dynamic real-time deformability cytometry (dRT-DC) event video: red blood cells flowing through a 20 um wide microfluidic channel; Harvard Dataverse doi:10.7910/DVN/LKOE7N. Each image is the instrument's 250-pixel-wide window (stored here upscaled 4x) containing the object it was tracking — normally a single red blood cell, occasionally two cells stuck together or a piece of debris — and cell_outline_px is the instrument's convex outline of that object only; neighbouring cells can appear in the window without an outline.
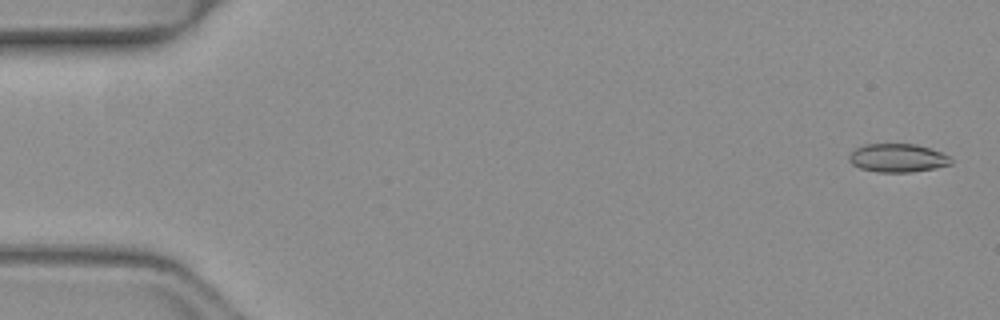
{"species": "common noctule bat (a hibernating species)", "species_latin": "Nyctalus noctula", "temperature_condition": "warm", "stored_images_in_passage": 51, "camera_frame_rate_fps": 3000, "um_per_image_px": 0.085, "animal": {"sex": "female", "body_mass_g": 19.3, "forearm_length_mm": 54.1}, "frame": {"image": 1, "passage_image": 2, "time_ms": 0.333, "image_size_px": [1000, 320], "cell_outline_px": [[952, 164], [936, 168], [912, 172], [876, 172], [860, 168], [852, 164], [848, 160], [848, 156], [856, 148], [864, 144], [916, 144], [940, 152], [948, 156], [952, 160]], "centroid_in_image_um": [76.28, 13.43], "position_along_channel_um": 8.7, "area_um2": 16.88}}
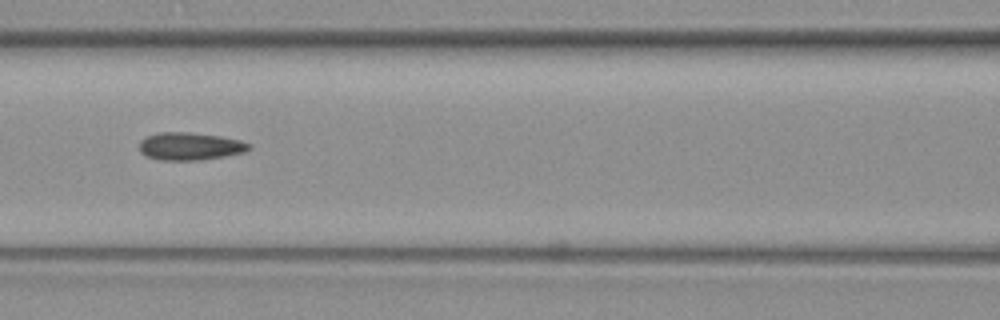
{"frame": {"image": 2, "passage_image": 23, "time_ms": 7.333, "image_size_px": [1000, 320], "cell_outline_px": [[252, 148], [244, 152], [224, 156], [200, 160], [160, 160], [148, 156], [140, 152], [140, 140], [144, 136], [160, 132], [188, 132], [220, 136], [240, 140], [252, 144]], "centroid_in_image_um": [16.16, 12.42], "position_along_channel_um": 150.4, "area_um2": 17.74}}
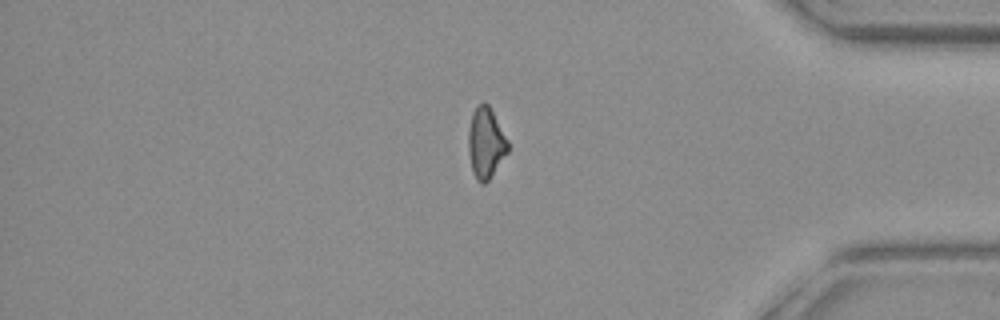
{"frame": {"image": 3, "passage_image": 43, "time_ms": 14.0, "image_size_px": [1000, 320], "cell_outline_px": [[508, 152], [488, 180], [484, 184], [480, 184], [476, 180], [472, 172], [468, 152], [468, 128], [472, 112], [484, 100], [488, 104], [508, 140]], "centroid_in_image_um": [41.27, 12.16], "position_along_channel_um": 393.9, "area_um2": 16.36}, "authors_computed_cell_mechanics": {"area_um2": 16.9354, "velocity_mm_per_s": 4.0872, "shape_relaxation_time_tau1_ms": 8.9459, "shape_relaxation_time_tau2_ms": 2.5904, "deformation_change_tau1": 0.1941, "deformation_change_tau2": 0.1088}}